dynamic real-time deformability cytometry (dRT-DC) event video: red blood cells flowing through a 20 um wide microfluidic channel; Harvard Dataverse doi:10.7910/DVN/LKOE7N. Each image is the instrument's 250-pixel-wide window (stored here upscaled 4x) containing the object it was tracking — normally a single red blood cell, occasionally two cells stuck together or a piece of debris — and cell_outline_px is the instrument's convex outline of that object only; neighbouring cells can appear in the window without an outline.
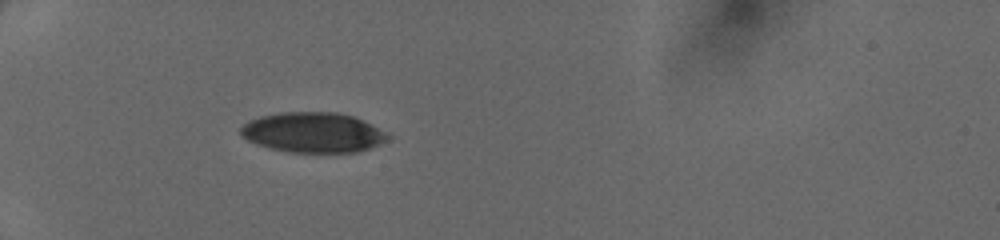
{"species": "human", "species_latin": "Homo sapiens", "temperature_condition": "cold", "stored_images_in_passage": 33, "camera_frame_rate_fps": 3000, "um_per_image_px": 0.085, "donor": {"sex": "female"}, "frame": {"image": 1, "passage_image": 1, "time_ms": 0.0, "image_size_px": [1000, 240], "cell_outline_px": [[392, 136], [388, 140], [380, 144], [356, 152], [288, 152], [268, 148], [256, 144], [248, 140], [240, 132], [240, 128], [248, 120], [260, 116], [280, 112], [336, 112], [352, 116], [372, 124]], "centroid_in_image_um": [26.6, 11.26], "position_along_channel_um": 58.4, "area_um2": 34.45}}
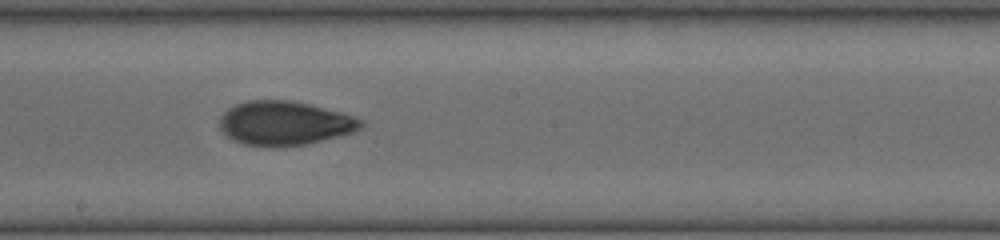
{"frame": {"image": 2, "passage_image": 14, "time_ms": 4.333, "image_size_px": [1000, 240], "cell_outline_px": [[368, 124], [364, 128], [356, 132], [308, 144], [272, 148], [268, 148], [244, 144], [232, 140], [220, 128], [220, 116], [228, 108], [236, 104], [248, 100], [292, 100], [344, 112], [368, 120]], "centroid_in_image_um": [24.3, 10.48], "position_along_channel_um": 223.9, "area_um2": 37.34}}
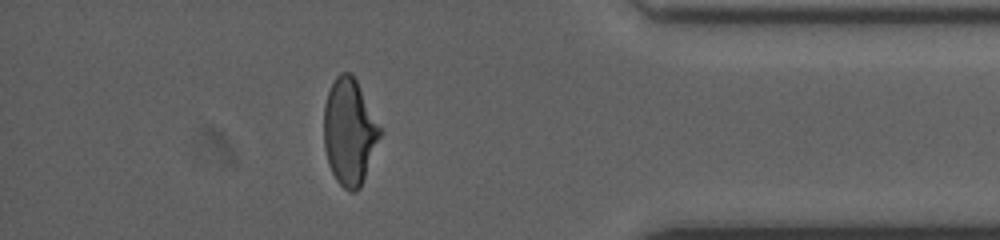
{"frame": {"image": 3, "passage_image": 28, "time_ms": 9.0, "image_size_px": [1000, 240], "cell_outline_px": [[380, 136], [360, 188], [356, 192], [348, 192], [336, 180], [328, 164], [324, 148], [324, 104], [328, 92], [336, 76], [340, 72], [348, 72], [356, 80], [380, 128]], "centroid_in_image_um": [29.66, 11.23], "position_along_channel_um": 405.5, "area_um2": 34.16}}